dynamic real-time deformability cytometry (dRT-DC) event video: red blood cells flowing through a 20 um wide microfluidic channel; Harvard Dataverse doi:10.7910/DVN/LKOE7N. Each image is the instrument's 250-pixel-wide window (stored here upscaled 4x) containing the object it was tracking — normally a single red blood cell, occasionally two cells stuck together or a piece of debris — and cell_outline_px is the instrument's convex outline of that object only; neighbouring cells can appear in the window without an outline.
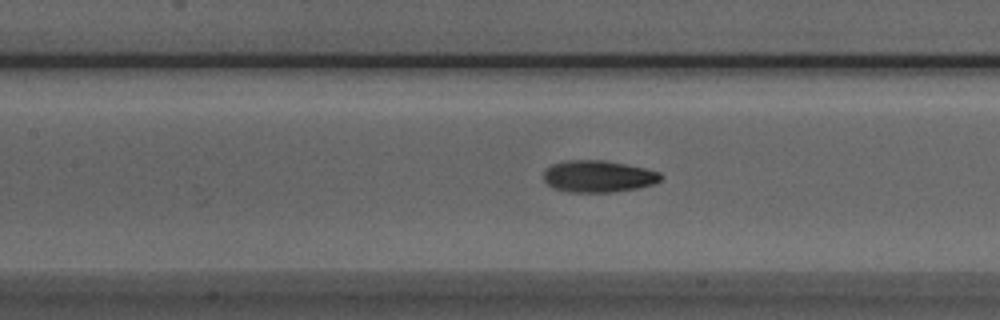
{"species": "Egyptian fruit bat (a non-hibernating species)", "species_latin": "Rousettus aegyptiacus", "temperature_condition": "room temperature", "stored_images_in_passage": 36, "camera_frame_rate_fps": 3000, "um_per_image_px": 0.085, "animal": {"sex": "male"}, "frame": {"image": 1, "passage_image": 7, "time_ms": 2.0, "image_size_px": [1000, 320], "cell_outline_px": [[664, 176], [660, 180], [652, 184], [640, 188], [612, 192], [568, 192], [552, 188], [544, 180], [544, 172], [552, 164], [568, 160], [604, 160], [644, 168], [660, 172]], "centroid_in_image_um": [50.86, 15.0], "position_along_channel_um": 156.5, "area_um2": 21.73}}
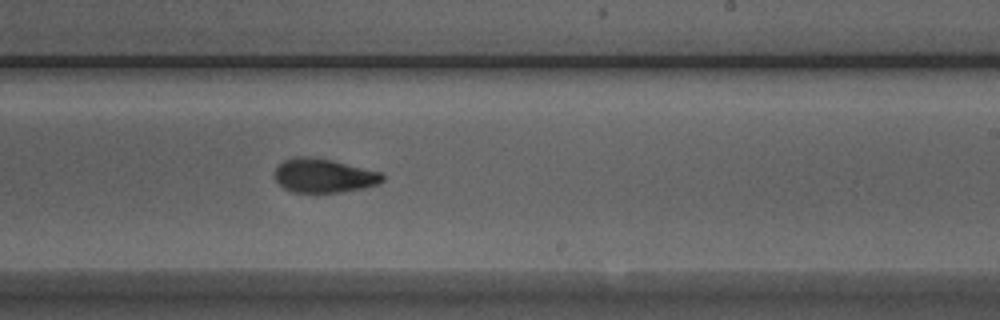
{"frame": {"image": 2, "passage_image": 15, "time_ms": 4.667, "image_size_px": [1000, 320], "cell_outline_px": [[384, 180], [376, 184], [364, 188], [340, 192], [292, 192], [284, 188], [276, 180], [272, 172], [284, 160], [300, 156], [332, 160], [380, 172], [384, 176]], "centroid_in_image_um": [27.5, 14.94], "position_along_channel_um": 261.5, "area_um2": 21.1}}
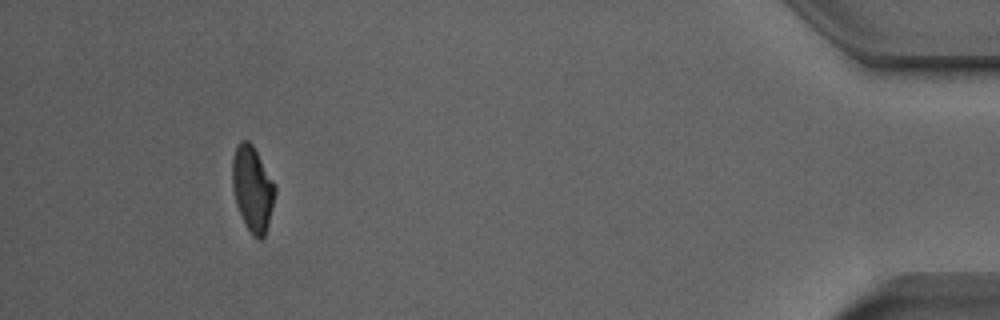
{"frame": {"image": 3, "passage_image": 32, "time_ms": 10.333, "image_size_px": [1000, 320], "cell_outline_px": [[276, 192], [268, 224], [264, 236], [260, 240], [256, 240], [252, 236], [244, 224], [236, 204], [232, 188], [232, 160], [236, 148], [240, 140], [248, 140], [252, 144], [276, 184]], "centroid_in_image_um": [21.46, 16.06], "position_along_channel_um": 413.7, "area_um2": 21.44}}